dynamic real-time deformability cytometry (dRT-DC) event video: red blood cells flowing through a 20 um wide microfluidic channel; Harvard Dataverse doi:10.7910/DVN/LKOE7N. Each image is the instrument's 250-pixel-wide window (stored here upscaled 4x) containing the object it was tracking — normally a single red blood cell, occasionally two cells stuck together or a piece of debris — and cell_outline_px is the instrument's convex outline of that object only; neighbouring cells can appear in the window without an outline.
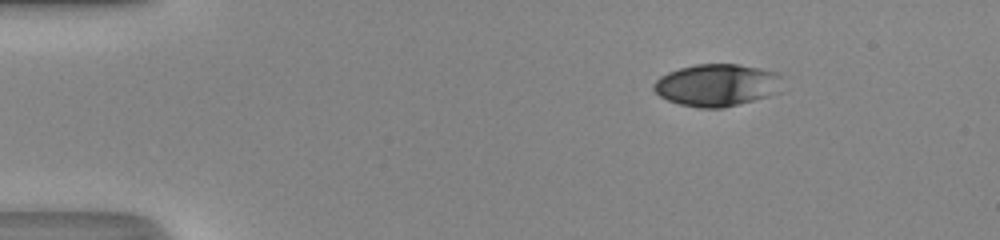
{"species": "human", "species_latin": "Homo sapiens", "temperature_condition": "room temperature", "stored_images_in_passage": 42, "camera_frame_rate_fps": 3000, "um_per_image_px": 0.085, "donor": {"sex": "male"}, "frame": {"image": 1, "passage_image": 1, "time_ms": 0.0, "image_size_px": [1000, 240], "cell_outline_px": [[780, 92], [768, 96], [720, 108], [700, 108], [680, 104], [668, 100], [660, 96], [652, 88], [652, 84], [660, 76], [668, 72], [680, 68], [696, 64], [736, 64], [760, 68], [776, 72], [780, 76]], "centroid_in_image_um": [60.91, 7.22], "position_along_channel_um": 24.1, "area_um2": 31.5}}
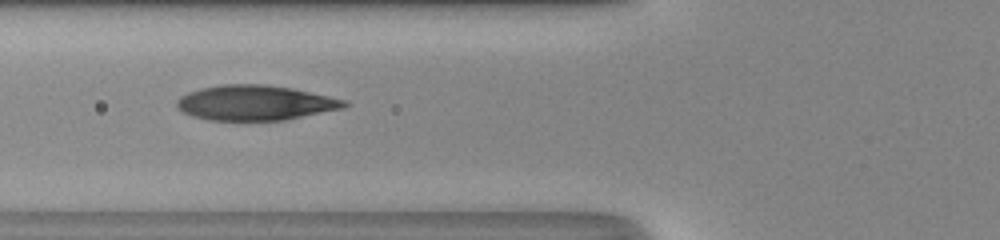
{"frame": {"image": 2, "passage_image": 13, "time_ms": 4.0, "image_size_px": [1000, 240], "cell_outline_px": [[348, 104], [344, 108], [284, 120], [208, 120], [192, 116], [176, 108], [176, 100], [180, 96], [188, 92], [200, 88], [220, 84], [264, 84], [292, 88], [348, 100]], "centroid_in_image_um": [21.67, 8.73], "position_along_channel_um": 104.1, "area_um2": 34.33}}
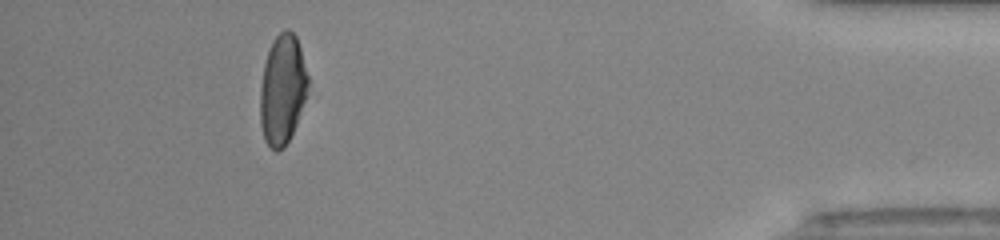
{"frame": {"image": 3, "passage_image": 38, "time_ms": 12.333, "image_size_px": [1000, 240], "cell_outline_px": [[316, 96], [284, 148], [276, 152], [264, 140], [260, 124], [260, 88], [264, 64], [268, 48], [272, 40], [284, 28], [288, 28], [296, 36]], "centroid_in_image_um": [24.13, 7.67], "position_along_channel_um": 411.1, "area_um2": 33.12}, "authors_computed_cell_mechanics": {"area_um2": 33.7841, "velocity_mm_per_s": 4.3495, "shape_relaxation_time_tau1_ms": 8.1328, "shape_relaxation_time_tau2_ms": 0.933, "deformation_change_tau1": 0.2911, "deformation_change_tau2": 0.0772}}